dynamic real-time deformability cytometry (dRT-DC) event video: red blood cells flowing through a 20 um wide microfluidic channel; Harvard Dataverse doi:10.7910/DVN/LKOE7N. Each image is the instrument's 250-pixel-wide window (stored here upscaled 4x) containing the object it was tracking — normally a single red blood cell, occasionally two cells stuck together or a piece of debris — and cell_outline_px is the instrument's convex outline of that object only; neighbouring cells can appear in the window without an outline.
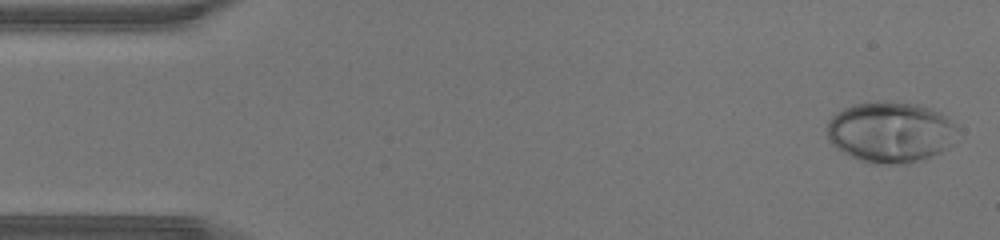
{"species": "human", "species_latin": "Homo sapiens", "temperature_condition": "warm", "stored_images_in_passage": 43, "camera_frame_rate_fps": 3000, "um_per_image_px": 0.085, "donor": {"sex": "male"}, "frame": {"image": 1, "passage_image": 1, "time_ms": 0.0, "image_size_px": [1000, 240], "cell_outline_px": [[956, 124], [952, 144], [948, 148], [940, 152], [908, 164], [880, 164], [860, 160], [848, 156], [836, 148], [828, 140], [828, 124], [832, 116], [844, 108], [852, 104], [876, 100], [884, 100], [920, 104], [944, 116]], "centroid_in_image_um": [75.65, 11.22], "position_along_channel_um": 9.3, "area_um2": 46.3}}
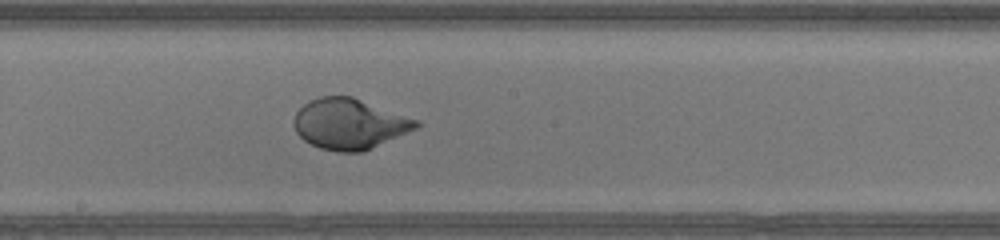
{"frame": {"image": 2, "passage_image": 23, "time_ms": 7.333, "image_size_px": [1000, 240], "cell_outline_px": [[420, 128], [364, 152], [340, 152], [320, 148], [304, 140], [296, 132], [292, 120], [296, 112], [308, 100], [320, 96], [352, 96], [420, 120]], "centroid_in_image_um": [29.74, 10.53], "position_along_channel_um": 218.5, "area_um2": 36.53}}
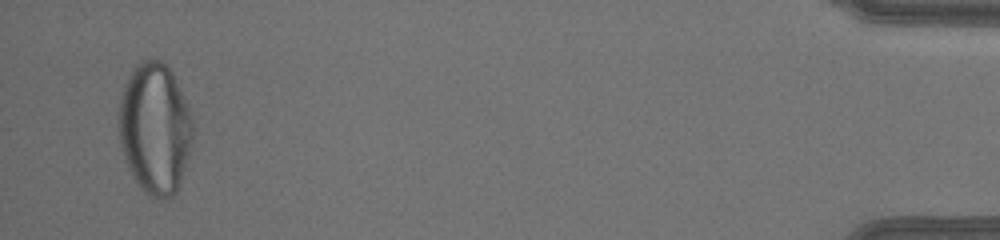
{"frame": {"image": 3, "passage_image": 42, "time_ms": 13.667, "image_size_px": [1000, 240], "cell_outline_px": [[196, 128], [180, 184], [176, 192], [172, 196], [164, 200], [160, 200], [148, 196], [140, 188], [132, 176], [128, 168], [120, 144], [120, 96], [124, 84], [128, 76], [136, 64], [140, 60], [148, 56], [152, 56], [160, 60], [172, 72], [188, 104]], "centroid_in_image_um": [13.19, 10.9], "position_along_channel_um": 422.0, "area_um2": 57.4}}